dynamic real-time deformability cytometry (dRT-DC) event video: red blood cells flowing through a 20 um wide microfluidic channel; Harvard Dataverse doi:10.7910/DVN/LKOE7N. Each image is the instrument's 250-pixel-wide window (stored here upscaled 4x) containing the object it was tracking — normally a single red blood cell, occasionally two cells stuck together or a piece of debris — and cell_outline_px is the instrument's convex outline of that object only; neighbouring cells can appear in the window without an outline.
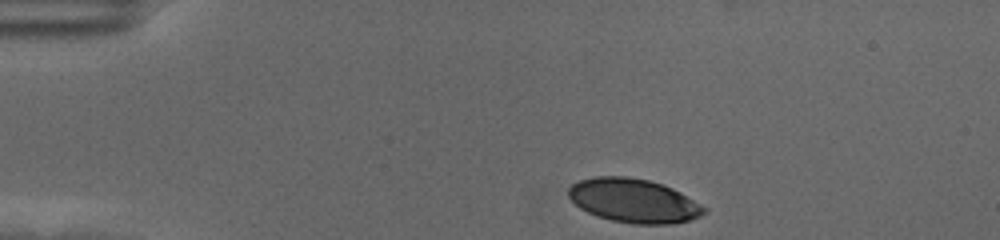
{"species": "human", "species_latin": "Homo sapiens", "temperature_condition": "cold", "stored_images_in_passage": 39, "camera_frame_rate_fps": 3000, "um_per_image_px": 0.085, "donor": {"sex": "female"}, "frame": {"image": 1, "passage_image": 1, "time_ms": 0.0, "image_size_px": [1000, 240], "cell_outline_px": [[708, 212], [700, 216], [688, 220], [672, 224], [632, 224], [612, 220], [596, 216], [580, 208], [568, 196], [568, 188], [572, 184], [580, 180], [596, 176], [624, 176], [648, 180], [664, 184], [680, 192], [708, 208]], "centroid_in_image_um": [53.88, 17.06], "position_along_channel_um": 31.1, "area_um2": 34.8}}
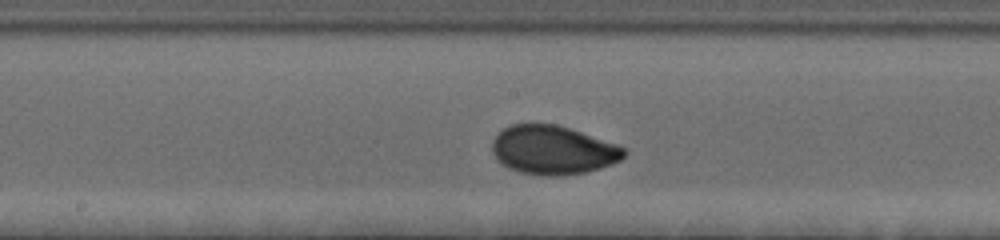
{"frame": {"image": 2, "passage_image": 21, "time_ms": 6.667, "image_size_px": [1000, 240], "cell_outline_px": [[628, 152], [620, 160], [612, 164], [600, 168], [584, 172], [560, 176], [548, 176], [520, 172], [508, 168], [492, 152], [492, 140], [504, 128], [512, 124], [556, 124], [616, 144], [624, 148]], "centroid_in_image_um": [47.01, 12.76], "position_along_channel_um": 201.2, "area_um2": 37.11}}
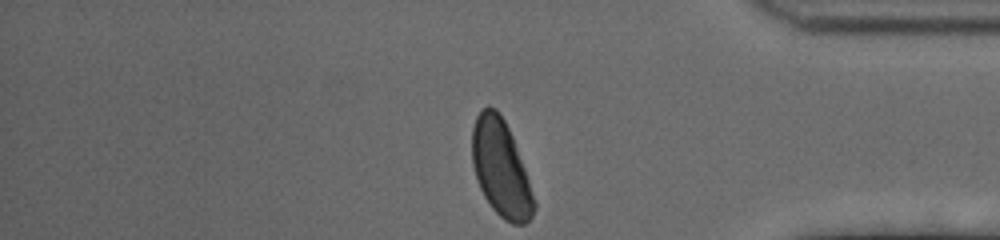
{"frame": {"image": 3, "passage_image": 39, "time_ms": 12.667, "image_size_px": [1000, 240], "cell_outline_px": [[536, 208], [532, 216], [524, 224], [512, 224], [504, 220], [492, 208], [484, 196], [476, 180], [472, 164], [472, 128], [476, 116], [488, 104], [496, 108], [504, 120], [512, 136], [524, 168], [536, 204]], "centroid_in_image_um": [42.55, 14.31], "position_along_channel_um": 392.6, "area_um2": 34.68}, "authors_computed_cell_mechanics": {"area_um2": 35.9516, "velocity_mm_per_s": 3.4999, "shape_relaxation_time_tau1_ms": 2.7588, "shape_relaxation_time_tau2_ms": null, "deformation_change_tau1": 0.1336, "deformation_change_tau2": null}}